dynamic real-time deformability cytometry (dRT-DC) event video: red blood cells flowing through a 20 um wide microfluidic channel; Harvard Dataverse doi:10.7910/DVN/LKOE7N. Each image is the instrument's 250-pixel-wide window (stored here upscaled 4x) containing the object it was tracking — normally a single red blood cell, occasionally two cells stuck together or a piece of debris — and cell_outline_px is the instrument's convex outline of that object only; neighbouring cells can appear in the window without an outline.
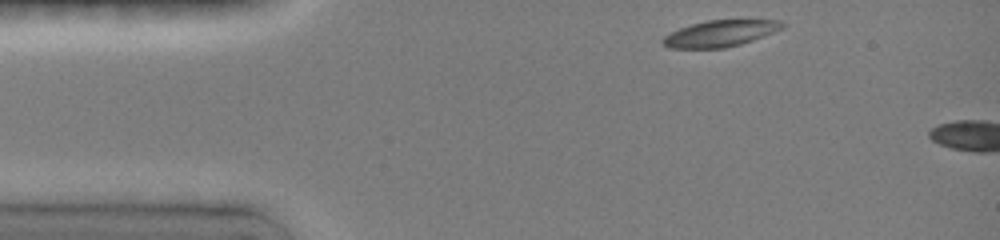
{"species": "common noctule bat (a hibernating species)", "species_latin": "Nyctalus noctula", "temperature_condition": "room temperature", "stored_images_in_passage": 2, "camera_frame_rate_fps": 3000, "um_per_image_px": 0.085, "animal": {"sex": "female", "body_mass_g": 19.0, "forearm_length_mm": 51.5}, "frame": {"image": 1, "passage_image": 1, "time_ms": 0.0, "image_size_px": [1000, 240], "cell_outline_px": [[784, 28], [740, 44], [724, 48], [672, 48], [664, 44], [660, 40], [664, 36], [680, 28], [692, 24], [708, 20], [780, 20], [784, 24]], "centroid_in_image_um": [61.21, 2.84], "position_along_channel_um": 23.8, "area_um2": 18.03}}